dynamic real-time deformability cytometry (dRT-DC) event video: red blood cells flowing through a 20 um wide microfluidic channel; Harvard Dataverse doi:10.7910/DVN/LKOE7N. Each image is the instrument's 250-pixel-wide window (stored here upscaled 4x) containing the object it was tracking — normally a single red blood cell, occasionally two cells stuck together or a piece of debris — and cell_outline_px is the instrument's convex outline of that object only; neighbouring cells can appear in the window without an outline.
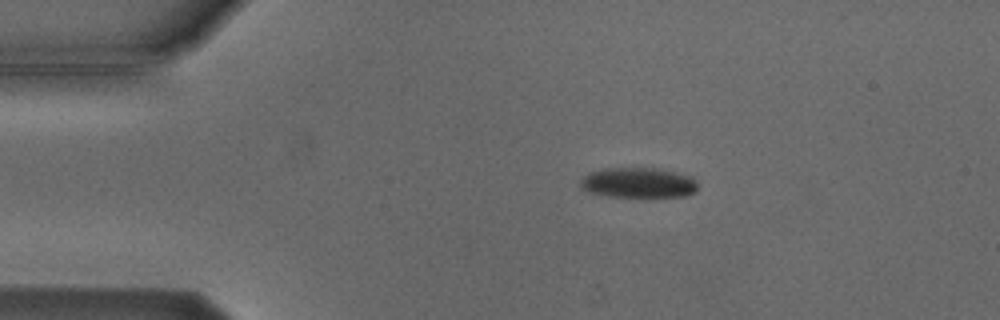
{"species": "Egyptian fruit bat (a non-hibernating species)", "species_latin": "Rousettus aegyptiacus", "temperature_condition": "cold", "stored_images_in_passage": 6, "camera_frame_rate_fps": 3000, "um_per_image_px": 0.085, "animal": {"sex": "male"}, "frame": {"image": 1, "passage_image": 2, "time_ms": 1.333, "image_size_px": [1000, 320], "cell_outline_px": [[696, 192], [684, 196], [608, 196], [588, 192], [580, 188], [580, 180], [588, 172], [604, 168], [656, 168], [676, 172], [692, 176], [696, 180]], "centroid_in_image_um": [54.23, 15.52], "position_along_channel_um": 30.8, "area_um2": 20.69}}
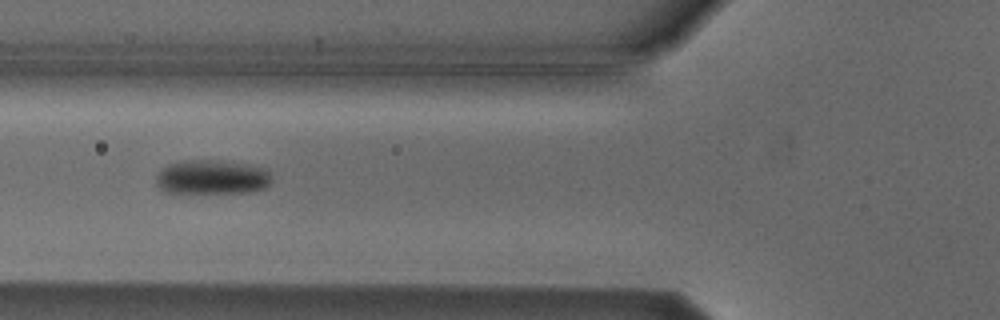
{"frame": {"image": 2, "passage_image": 5, "time_ms": 4.667, "image_size_px": [1000, 320], "cell_outline_px": [[272, 180], [264, 188], [252, 192], [164, 192], [156, 184], [156, 176], [168, 164], [180, 160], [216, 160], [248, 164], [264, 168], [272, 176]], "centroid_in_image_um": [18.02, 15.04], "position_along_channel_um": 107.8, "area_um2": 23.06}}
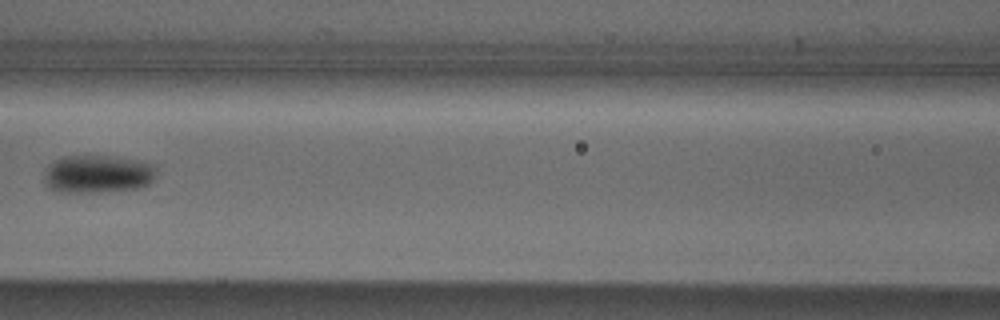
{"frame": {"image": 3, "passage_image": 6, "time_ms": 6.0, "image_size_px": [1000, 320], "cell_outline_px": [[156, 176], [148, 184], [140, 188], [100, 192], [56, 192], [48, 188], [44, 180], [44, 172], [48, 164], [64, 156], [112, 156], [136, 160], [156, 164]], "centroid_in_image_um": [8.3, 14.8], "position_along_channel_um": 158.3, "area_um2": 25.14}}